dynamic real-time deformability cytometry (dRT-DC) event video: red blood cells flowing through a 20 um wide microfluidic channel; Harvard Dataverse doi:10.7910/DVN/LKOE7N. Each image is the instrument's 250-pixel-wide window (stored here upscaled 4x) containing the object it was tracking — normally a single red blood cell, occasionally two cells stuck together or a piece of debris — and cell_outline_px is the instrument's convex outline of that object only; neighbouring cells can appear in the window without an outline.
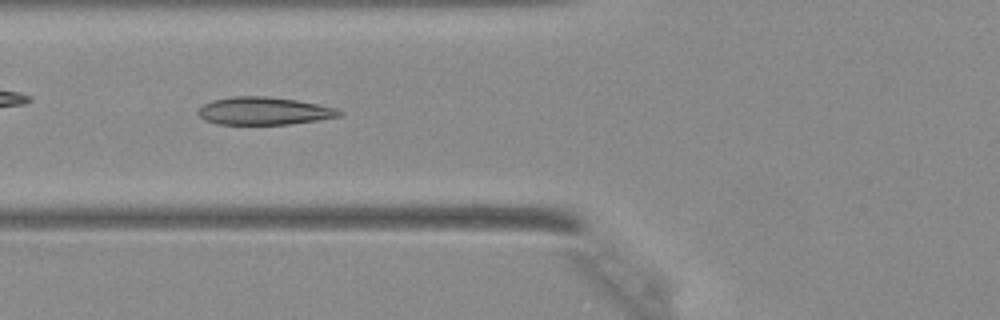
{"species": "Egyptian fruit bat (a non-hibernating species)", "species_latin": "Rousettus aegyptiacus", "temperature_condition": "warm", "stored_images_in_passage": 43, "camera_frame_rate_fps": 3000, "um_per_image_px": 0.085, "animal": {"sex": "female"}, "frame": {"image": 1, "passage_image": 17, "time_ms": 5.333, "image_size_px": [1000, 320], "cell_outline_px": [[340, 116], [316, 120], [288, 124], [216, 124], [204, 120], [196, 112], [204, 104], [212, 100], [232, 96], [268, 96], [296, 100], [336, 108], [340, 112]], "centroid_in_image_um": [22.37, 9.43], "position_along_channel_um": 103.4, "area_um2": 22.6}}
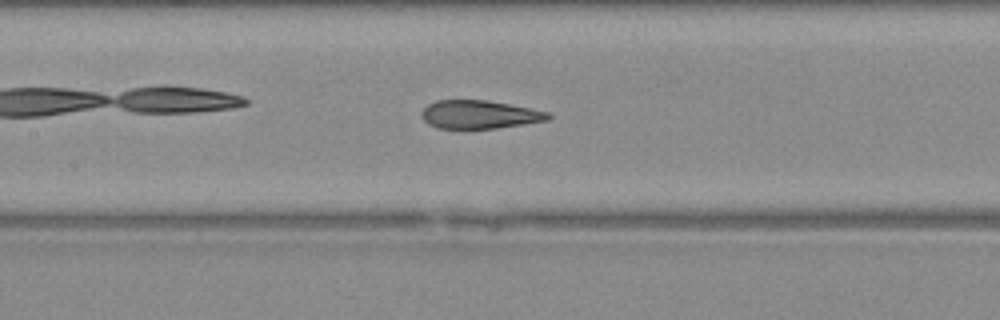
{"frame": {"image": 2, "passage_image": 21, "time_ms": 6.667, "image_size_px": [1000, 320], "cell_outline_px": [[552, 116], [548, 120], [524, 124], [496, 128], [436, 128], [428, 124], [420, 116], [420, 112], [428, 104], [436, 100], [488, 100], [548, 112]], "centroid_in_image_um": [40.71, 9.73], "position_along_channel_um": 166.7, "area_um2": 20.81}}
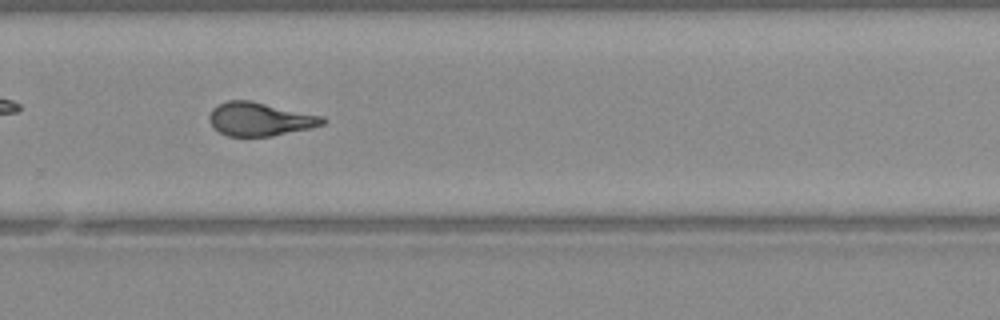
{"frame": {"image": 3, "passage_image": 30, "time_ms": 9.667, "image_size_px": [1000, 320], "cell_outline_px": [[328, 120], [324, 124], [312, 128], [272, 136], [228, 136], [220, 132], [212, 124], [208, 116], [212, 108], [216, 104], [228, 100], [248, 100], [324, 116]], "centroid_in_image_um": [22.12, 10.12], "position_along_channel_um": 307.7, "area_um2": 22.14}}